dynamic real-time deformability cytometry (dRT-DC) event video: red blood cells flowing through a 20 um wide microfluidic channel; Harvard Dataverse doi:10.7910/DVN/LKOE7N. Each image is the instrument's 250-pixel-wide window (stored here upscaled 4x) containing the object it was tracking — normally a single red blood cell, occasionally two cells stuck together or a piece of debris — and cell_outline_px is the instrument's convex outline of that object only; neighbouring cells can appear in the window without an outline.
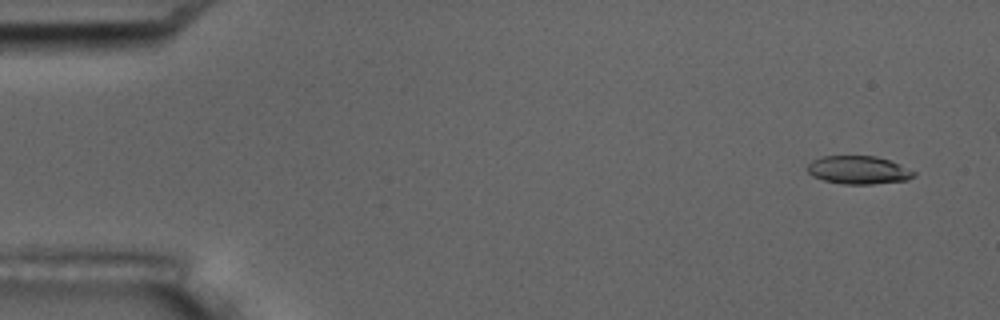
{"species": "common noctule bat (a hibernating species)", "species_latin": "Nyctalus noctula", "temperature_condition": "room temperature", "stored_images_in_passage": 6, "camera_frame_rate_fps": 3000, "um_per_image_px": 0.085, "animal": {"sex": "male", "body_mass_g": 17.5, "forearm_length_mm": 52.3}, "frame": {"image": 1, "passage_image": 1, "time_ms": 0.0, "image_size_px": [1000, 320], "cell_outline_px": [[916, 176], [908, 180], [872, 184], [844, 184], [824, 180], [812, 176], [808, 172], [808, 164], [812, 160], [820, 156], [876, 156], [888, 160], [916, 172]], "centroid_in_image_um": [72.96, 14.45], "position_along_channel_um": 12.0, "area_um2": 17.4}}